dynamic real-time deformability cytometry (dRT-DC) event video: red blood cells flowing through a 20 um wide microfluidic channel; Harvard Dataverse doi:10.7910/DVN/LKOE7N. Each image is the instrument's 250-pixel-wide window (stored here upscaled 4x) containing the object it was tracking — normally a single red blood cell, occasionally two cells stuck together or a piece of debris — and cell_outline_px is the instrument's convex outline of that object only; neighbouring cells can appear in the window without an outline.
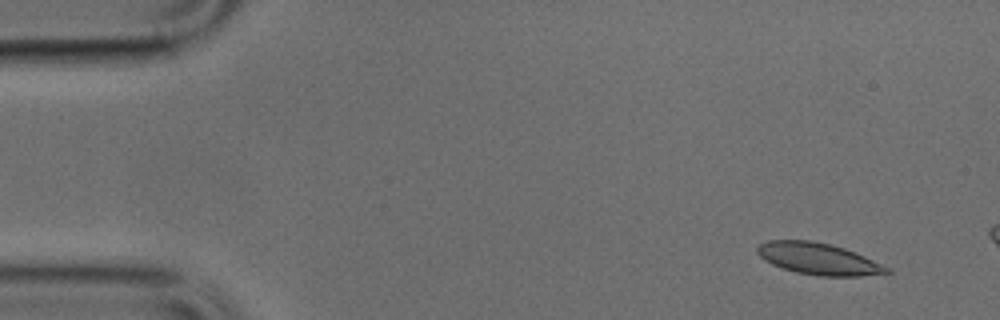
{"species": "common noctule bat (a hibernating species)", "species_latin": "Nyctalus noctula", "temperature_condition": "cold", "stored_images_in_passage": 10, "camera_frame_rate_fps": 3000, "um_per_image_px": 0.085, "animal": {"sex": "male", "body_mass_g": 17.9, "forearm_length_mm": 54.2}, "frame": {"image": 1, "passage_image": 4, "time_ms": 1.0, "image_size_px": [1000, 320], "cell_outline_px": [[892, 272], [860, 276], [816, 276], [796, 272], [772, 264], [764, 260], [756, 252], [756, 248], [760, 244], [768, 240], [808, 240], [828, 244], [844, 248], [864, 256], [892, 268]], "centroid_in_image_um": [69.57, 22.0], "position_along_channel_um": 15.4, "area_um2": 23.81}}